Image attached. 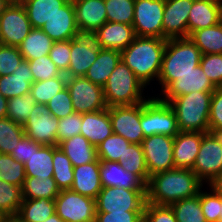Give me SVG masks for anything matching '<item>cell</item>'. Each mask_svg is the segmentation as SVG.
<instances>
[{"label": "cell", "mask_w": 222, "mask_h": 222, "mask_svg": "<svg viewBox=\"0 0 222 222\" xmlns=\"http://www.w3.org/2000/svg\"><path fill=\"white\" fill-rule=\"evenodd\" d=\"M203 183L192 169L173 168L150 176L147 184V202L170 206L199 194Z\"/></svg>", "instance_id": "cell-1"}, {"label": "cell", "mask_w": 222, "mask_h": 222, "mask_svg": "<svg viewBox=\"0 0 222 222\" xmlns=\"http://www.w3.org/2000/svg\"><path fill=\"white\" fill-rule=\"evenodd\" d=\"M166 44L167 39L136 36L133 42L121 51V60L147 87L151 81L158 80Z\"/></svg>", "instance_id": "cell-2"}, {"label": "cell", "mask_w": 222, "mask_h": 222, "mask_svg": "<svg viewBox=\"0 0 222 222\" xmlns=\"http://www.w3.org/2000/svg\"><path fill=\"white\" fill-rule=\"evenodd\" d=\"M200 49L186 38L167 39L158 83L163 93L179 76L194 71L200 65Z\"/></svg>", "instance_id": "cell-3"}, {"label": "cell", "mask_w": 222, "mask_h": 222, "mask_svg": "<svg viewBox=\"0 0 222 222\" xmlns=\"http://www.w3.org/2000/svg\"><path fill=\"white\" fill-rule=\"evenodd\" d=\"M213 92H191L172 99L180 132H203L209 128L210 103Z\"/></svg>", "instance_id": "cell-4"}, {"label": "cell", "mask_w": 222, "mask_h": 222, "mask_svg": "<svg viewBox=\"0 0 222 222\" xmlns=\"http://www.w3.org/2000/svg\"><path fill=\"white\" fill-rule=\"evenodd\" d=\"M144 88L146 86L121 60L103 86L106 106L133 105L147 101L143 95Z\"/></svg>", "instance_id": "cell-5"}, {"label": "cell", "mask_w": 222, "mask_h": 222, "mask_svg": "<svg viewBox=\"0 0 222 222\" xmlns=\"http://www.w3.org/2000/svg\"><path fill=\"white\" fill-rule=\"evenodd\" d=\"M140 124L144 138L155 134L175 137L180 132L173 108L158 96L141 102Z\"/></svg>", "instance_id": "cell-6"}, {"label": "cell", "mask_w": 222, "mask_h": 222, "mask_svg": "<svg viewBox=\"0 0 222 222\" xmlns=\"http://www.w3.org/2000/svg\"><path fill=\"white\" fill-rule=\"evenodd\" d=\"M147 189L102 187L96 198V212L144 211Z\"/></svg>", "instance_id": "cell-7"}, {"label": "cell", "mask_w": 222, "mask_h": 222, "mask_svg": "<svg viewBox=\"0 0 222 222\" xmlns=\"http://www.w3.org/2000/svg\"><path fill=\"white\" fill-rule=\"evenodd\" d=\"M54 201L55 213L64 222H95L96 200L67 189L61 190Z\"/></svg>", "instance_id": "cell-8"}, {"label": "cell", "mask_w": 222, "mask_h": 222, "mask_svg": "<svg viewBox=\"0 0 222 222\" xmlns=\"http://www.w3.org/2000/svg\"><path fill=\"white\" fill-rule=\"evenodd\" d=\"M163 0H135L133 28L138 37L163 39Z\"/></svg>", "instance_id": "cell-9"}, {"label": "cell", "mask_w": 222, "mask_h": 222, "mask_svg": "<svg viewBox=\"0 0 222 222\" xmlns=\"http://www.w3.org/2000/svg\"><path fill=\"white\" fill-rule=\"evenodd\" d=\"M73 109L79 114L106 109L103 87L85 77H67V86Z\"/></svg>", "instance_id": "cell-10"}, {"label": "cell", "mask_w": 222, "mask_h": 222, "mask_svg": "<svg viewBox=\"0 0 222 222\" xmlns=\"http://www.w3.org/2000/svg\"><path fill=\"white\" fill-rule=\"evenodd\" d=\"M149 177L175 168L173 158L174 137L155 134L141 142Z\"/></svg>", "instance_id": "cell-11"}, {"label": "cell", "mask_w": 222, "mask_h": 222, "mask_svg": "<svg viewBox=\"0 0 222 222\" xmlns=\"http://www.w3.org/2000/svg\"><path fill=\"white\" fill-rule=\"evenodd\" d=\"M113 133L132 144H141L144 133L141 128V103L108 107Z\"/></svg>", "instance_id": "cell-12"}, {"label": "cell", "mask_w": 222, "mask_h": 222, "mask_svg": "<svg viewBox=\"0 0 222 222\" xmlns=\"http://www.w3.org/2000/svg\"><path fill=\"white\" fill-rule=\"evenodd\" d=\"M31 29L24 6L12 1L0 15V44L18 47Z\"/></svg>", "instance_id": "cell-13"}, {"label": "cell", "mask_w": 222, "mask_h": 222, "mask_svg": "<svg viewBox=\"0 0 222 222\" xmlns=\"http://www.w3.org/2000/svg\"><path fill=\"white\" fill-rule=\"evenodd\" d=\"M27 137L42 145L58 146V119L53 117L46 104L36 103L23 125Z\"/></svg>", "instance_id": "cell-14"}, {"label": "cell", "mask_w": 222, "mask_h": 222, "mask_svg": "<svg viewBox=\"0 0 222 222\" xmlns=\"http://www.w3.org/2000/svg\"><path fill=\"white\" fill-rule=\"evenodd\" d=\"M192 171L207 184L222 172V146L208 132H202V142Z\"/></svg>", "instance_id": "cell-15"}, {"label": "cell", "mask_w": 222, "mask_h": 222, "mask_svg": "<svg viewBox=\"0 0 222 222\" xmlns=\"http://www.w3.org/2000/svg\"><path fill=\"white\" fill-rule=\"evenodd\" d=\"M100 47L93 34H79L71 40V53L67 77H84L95 62Z\"/></svg>", "instance_id": "cell-16"}, {"label": "cell", "mask_w": 222, "mask_h": 222, "mask_svg": "<svg viewBox=\"0 0 222 222\" xmlns=\"http://www.w3.org/2000/svg\"><path fill=\"white\" fill-rule=\"evenodd\" d=\"M194 0L165 1L163 39L188 37V16Z\"/></svg>", "instance_id": "cell-17"}, {"label": "cell", "mask_w": 222, "mask_h": 222, "mask_svg": "<svg viewBox=\"0 0 222 222\" xmlns=\"http://www.w3.org/2000/svg\"><path fill=\"white\" fill-rule=\"evenodd\" d=\"M41 29L54 41L72 40L80 34L73 2L67 1Z\"/></svg>", "instance_id": "cell-18"}, {"label": "cell", "mask_w": 222, "mask_h": 222, "mask_svg": "<svg viewBox=\"0 0 222 222\" xmlns=\"http://www.w3.org/2000/svg\"><path fill=\"white\" fill-rule=\"evenodd\" d=\"M216 87L211 83L208 76L199 66L194 68V71L181 75L177 78L162 94L163 98H159L169 103L172 99L178 96H183L191 92H214Z\"/></svg>", "instance_id": "cell-19"}, {"label": "cell", "mask_w": 222, "mask_h": 222, "mask_svg": "<svg viewBox=\"0 0 222 222\" xmlns=\"http://www.w3.org/2000/svg\"><path fill=\"white\" fill-rule=\"evenodd\" d=\"M73 6L80 34H93L107 22L104 0H76Z\"/></svg>", "instance_id": "cell-20"}, {"label": "cell", "mask_w": 222, "mask_h": 222, "mask_svg": "<svg viewBox=\"0 0 222 222\" xmlns=\"http://www.w3.org/2000/svg\"><path fill=\"white\" fill-rule=\"evenodd\" d=\"M93 36L100 48L118 51L127 48L136 37L133 25L117 22H105Z\"/></svg>", "instance_id": "cell-21"}, {"label": "cell", "mask_w": 222, "mask_h": 222, "mask_svg": "<svg viewBox=\"0 0 222 222\" xmlns=\"http://www.w3.org/2000/svg\"><path fill=\"white\" fill-rule=\"evenodd\" d=\"M99 175L102 187L147 189V184L138 175L126 171L119 162L100 160Z\"/></svg>", "instance_id": "cell-22"}, {"label": "cell", "mask_w": 222, "mask_h": 222, "mask_svg": "<svg viewBox=\"0 0 222 222\" xmlns=\"http://www.w3.org/2000/svg\"><path fill=\"white\" fill-rule=\"evenodd\" d=\"M202 142V132H179L174 137L175 168L192 169Z\"/></svg>", "instance_id": "cell-23"}, {"label": "cell", "mask_w": 222, "mask_h": 222, "mask_svg": "<svg viewBox=\"0 0 222 222\" xmlns=\"http://www.w3.org/2000/svg\"><path fill=\"white\" fill-rule=\"evenodd\" d=\"M100 160L74 167V179L71 190L96 200L102 190L99 175Z\"/></svg>", "instance_id": "cell-24"}, {"label": "cell", "mask_w": 222, "mask_h": 222, "mask_svg": "<svg viewBox=\"0 0 222 222\" xmlns=\"http://www.w3.org/2000/svg\"><path fill=\"white\" fill-rule=\"evenodd\" d=\"M113 134L108 107L106 109L82 114L81 135L97 147Z\"/></svg>", "instance_id": "cell-25"}, {"label": "cell", "mask_w": 222, "mask_h": 222, "mask_svg": "<svg viewBox=\"0 0 222 222\" xmlns=\"http://www.w3.org/2000/svg\"><path fill=\"white\" fill-rule=\"evenodd\" d=\"M33 82L28 61L23 60L12 74L0 76V93L6 99L26 95L30 93Z\"/></svg>", "instance_id": "cell-26"}, {"label": "cell", "mask_w": 222, "mask_h": 222, "mask_svg": "<svg viewBox=\"0 0 222 222\" xmlns=\"http://www.w3.org/2000/svg\"><path fill=\"white\" fill-rule=\"evenodd\" d=\"M120 61L121 51L100 48L97 59L84 77L103 87Z\"/></svg>", "instance_id": "cell-27"}, {"label": "cell", "mask_w": 222, "mask_h": 222, "mask_svg": "<svg viewBox=\"0 0 222 222\" xmlns=\"http://www.w3.org/2000/svg\"><path fill=\"white\" fill-rule=\"evenodd\" d=\"M58 146L74 167L91 163L97 159L96 147L81 134L61 141Z\"/></svg>", "instance_id": "cell-28"}, {"label": "cell", "mask_w": 222, "mask_h": 222, "mask_svg": "<svg viewBox=\"0 0 222 222\" xmlns=\"http://www.w3.org/2000/svg\"><path fill=\"white\" fill-rule=\"evenodd\" d=\"M219 23V5L207 0H194L188 16V36L197 30Z\"/></svg>", "instance_id": "cell-29"}, {"label": "cell", "mask_w": 222, "mask_h": 222, "mask_svg": "<svg viewBox=\"0 0 222 222\" xmlns=\"http://www.w3.org/2000/svg\"><path fill=\"white\" fill-rule=\"evenodd\" d=\"M53 145L38 144L29 161L24 163L26 177H53Z\"/></svg>", "instance_id": "cell-30"}, {"label": "cell", "mask_w": 222, "mask_h": 222, "mask_svg": "<svg viewBox=\"0 0 222 222\" xmlns=\"http://www.w3.org/2000/svg\"><path fill=\"white\" fill-rule=\"evenodd\" d=\"M54 213V200L47 198L23 199L15 218L19 222H44Z\"/></svg>", "instance_id": "cell-31"}, {"label": "cell", "mask_w": 222, "mask_h": 222, "mask_svg": "<svg viewBox=\"0 0 222 222\" xmlns=\"http://www.w3.org/2000/svg\"><path fill=\"white\" fill-rule=\"evenodd\" d=\"M54 41L40 28H32L18 46L24 60L30 61L49 55Z\"/></svg>", "instance_id": "cell-32"}, {"label": "cell", "mask_w": 222, "mask_h": 222, "mask_svg": "<svg viewBox=\"0 0 222 222\" xmlns=\"http://www.w3.org/2000/svg\"><path fill=\"white\" fill-rule=\"evenodd\" d=\"M67 0H29L24 6L32 28H40L55 13L60 11Z\"/></svg>", "instance_id": "cell-33"}, {"label": "cell", "mask_w": 222, "mask_h": 222, "mask_svg": "<svg viewBox=\"0 0 222 222\" xmlns=\"http://www.w3.org/2000/svg\"><path fill=\"white\" fill-rule=\"evenodd\" d=\"M190 40L200 49L201 54H222V25L220 23L192 32Z\"/></svg>", "instance_id": "cell-34"}, {"label": "cell", "mask_w": 222, "mask_h": 222, "mask_svg": "<svg viewBox=\"0 0 222 222\" xmlns=\"http://www.w3.org/2000/svg\"><path fill=\"white\" fill-rule=\"evenodd\" d=\"M60 193L53 177H26L22 187L23 199L47 198L54 200Z\"/></svg>", "instance_id": "cell-35"}, {"label": "cell", "mask_w": 222, "mask_h": 222, "mask_svg": "<svg viewBox=\"0 0 222 222\" xmlns=\"http://www.w3.org/2000/svg\"><path fill=\"white\" fill-rule=\"evenodd\" d=\"M53 179L61 190L71 189L74 179V166L59 146L53 145Z\"/></svg>", "instance_id": "cell-36"}, {"label": "cell", "mask_w": 222, "mask_h": 222, "mask_svg": "<svg viewBox=\"0 0 222 222\" xmlns=\"http://www.w3.org/2000/svg\"><path fill=\"white\" fill-rule=\"evenodd\" d=\"M170 207L177 222H207L200 205V192L196 196L181 199Z\"/></svg>", "instance_id": "cell-37"}, {"label": "cell", "mask_w": 222, "mask_h": 222, "mask_svg": "<svg viewBox=\"0 0 222 222\" xmlns=\"http://www.w3.org/2000/svg\"><path fill=\"white\" fill-rule=\"evenodd\" d=\"M130 144L122 136L113 133L96 147L97 158L99 160L123 162L127 147Z\"/></svg>", "instance_id": "cell-38"}, {"label": "cell", "mask_w": 222, "mask_h": 222, "mask_svg": "<svg viewBox=\"0 0 222 222\" xmlns=\"http://www.w3.org/2000/svg\"><path fill=\"white\" fill-rule=\"evenodd\" d=\"M67 86V76L62 74L56 78L33 82L30 94L36 103L47 104L51 98Z\"/></svg>", "instance_id": "cell-39"}, {"label": "cell", "mask_w": 222, "mask_h": 222, "mask_svg": "<svg viewBox=\"0 0 222 222\" xmlns=\"http://www.w3.org/2000/svg\"><path fill=\"white\" fill-rule=\"evenodd\" d=\"M22 201V187L0 179V211L8 218L15 217Z\"/></svg>", "instance_id": "cell-40"}, {"label": "cell", "mask_w": 222, "mask_h": 222, "mask_svg": "<svg viewBox=\"0 0 222 222\" xmlns=\"http://www.w3.org/2000/svg\"><path fill=\"white\" fill-rule=\"evenodd\" d=\"M24 136L23 125L8 117L0 119V153L11 154Z\"/></svg>", "instance_id": "cell-41"}, {"label": "cell", "mask_w": 222, "mask_h": 222, "mask_svg": "<svg viewBox=\"0 0 222 222\" xmlns=\"http://www.w3.org/2000/svg\"><path fill=\"white\" fill-rule=\"evenodd\" d=\"M120 165L126 171L138 175L146 184H148L150 177L141 144L131 143L127 147L124 161L120 162Z\"/></svg>", "instance_id": "cell-42"}, {"label": "cell", "mask_w": 222, "mask_h": 222, "mask_svg": "<svg viewBox=\"0 0 222 222\" xmlns=\"http://www.w3.org/2000/svg\"><path fill=\"white\" fill-rule=\"evenodd\" d=\"M107 22L133 25L135 0H104Z\"/></svg>", "instance_id": "cell-43"}, {"label": "cell", "mask_w": 222, "mask_h": 222, "mask_svg": "<svg viewBox=\"0 0 222 222\" xmlns=\"http://www.w3.org/2000/svg\"><path fill=\"white\" fill-rule=\"evenodd\" d=\"M26 178L24 164L10 154L0 153V179L10 184L23 187Z\"/></svg>", "instance_id": "cell-44"}, {"label": "cell", "mask_w": 222, "mask_h": 222, "mask_svg": "<svg viewBox=\"0 0 222 222\" xmlns=\"http://www.w3.org/2000/svg\"><path fill=\"white\" fill-rule=\"evenodd\" d=\"M35 104L36 101L30 93L10 98L8 99L6 117L18 124L24 125Z\"/></svg>", "instance_id": "cell-45"}, {"label": "cell", "mask_w": 222, "mask_h": 222, "mask_svg": "<svg viewBox=\"0 0 222 222\" xmlns=\"http://www.w3.org/2000/svg\"><path fill=\"white\" fill-rule=\"evenodd\" d=\"M34 82L45 81L47 79L61 76L62 73L48 55L28 61Z\"/></svg>", "instance_id": "cell-46"}, {"label": "cell", "mask_w": 222, "mask_h": 222, "mask_svg": "<svg viewBox=\"0 0 222 222\" xmlns=\"http://www.w3.org/2000/svg\"><path fill=\"white\" fill-rule=\"evenodd\" d=\"M210 192L200 190V205L207 222H219L221 214V196L212 188Z\"/></svg>", "instance_id": "cell-47"}, {"label": "cell", "mask_w": 222, "mask_h": 222, "mask_svg": "<svg viewBox=\"0 0 222 222\" xmlns=\"http://www.w3.org/2000/svg\"><path fill=\"white\" fill-rule=\"evenodd\" d=\"M200 67L215 87H222V54H203Z\"/></svg>", "instance_id": "cell-48"}, {"label": "cell", "mask_w": 222, "mask_h": 222, "mask_svg": "<svg viewBox=\"0 0 222 222\" xmlns=\"http://www.w3.org/2000/svg\"><path fill=\"white\" fill-rule=\"evenodd\" d=\"M23 60L18 47L0 44V76L12 74Z\"/></svg>", "instance_id": "cell-49"}, {"label": "cell", "mask_w": 222, "mask_h": 222, "mask_svg": "<svg viewBox=\"0 0 222 222\" xmlns=\"http://www.w3.org/2000/svg\"><path fill=\"white\" fill-rule=\"evenodd\" d=\"M46 105L52 116L58 120L75 112L67 87L51 98Z\"/></svg>", "instance_id": "cell-50"}, {"label": "cell", "mask_w": 222, "mask_h": 222, "mask_svg": "<svg viewBox=\"0 0 222 222\" xmlns=\"http://www.w3.org/2000/svg\"><path fill=\"white\" fill-rule=\"evenodd\" d=\"M82 114L74 112L65 118L58 120L57 142L58 144L66 139L81 134Z\"/></svg>", "instance_id": "cell-51"}, {"label": "cell", "mask_w": 222, "mask_h": 222, "mask_svg": "<svg viewBox=\"0 0 222 222\" xmlns=\"http://www.w3.org/2000/svg\"><path fill=\"white\" fill-rule=\"evenodd\" d=\"M71 53V40L56 41L49 52V58L55 63L62 74L68 72Z\"/></svg>", "instance_id": "cell-52"}, {"label": "cell", "mask_w": 222, "mask_h": 222, "mask_svg": "<svg viewBox=\"0 0 222 222\" xmlns=\"http://www.w3.org/2000/svg\"><path fill=\"white\" fill-rule=\"evenodd\" d=\"M143 222H177L170 206H160L146 203L143 212Z\"/></svg>", "instance_id": "cell-53"}, {"label": "cell", "mask_w": 222, "mask_h": 222, "mask_svg": "<svg viewBox=\"0 0 222 222\" xmlns=\"http://www.w3.org/2000/svg\"><path fill=\"white\" fill-rule=\"evenodd\" d=\"M143 212H96L95 222H143Z\"/></svg>", "instance_id": "cell-54"}, {"label": "cell", "mask_w": 222, "mask_h": 222, "mask_svg": "<svg viewBox=\"0 0 222 222\" xmlns=\"http://www.w3.org/2000/svg\"><path fill=\"white\" fill-rule=\"evenodd\" d=\"M209 128L222 129V87H216L211 97Z\"/></svg>", "instance_id": "cell-55"}, {"label": "cell", "mask_w": 222, "mask_h": 222, "mask_svg": "<svg viewBox=\"0 0 222 222\" xmlns=\"http://www.w3.org/2000/svg\"><path fill=\"white\" fill-rule=\"evenodd\" d=\"M31 138L27 137L26 135L19 141L17 146L13 149L12 153L10 154L15 160L25 163L29 161V158L33 154V149L38 145Z\"/></svg>", "instance_id": "cell-56"}, {"label": "cell", "mask_w": 222, "mask_h": 222, "mask_svg": "<svg viewBox=\"0 0 222 222\" xmlns=\"http://www.w3.org/2000/svg\"><path fill=\"white\" fill-rule=\"evenodd\" d=\"M208 185L218 195L222 197V172L219 175H217Z\"/></svg>", "instance_id": "cell-57"}, {"label": "cell", "mask_w": 222, "mask_h": 222, "mask_svg": "<svg viewBox=\"0 0 222 222\" xmlns=\"http://www.w3.org/2000/svg\"><path fill=\"white\" fill-rule=\"evenodd\" d=\"M8 108V99L0 93V119L5 118Z\"/></svg>", "instance_id": "cell-58"}, {"label": "cell", "mask_w": 222, "mask_h": 222, "mask_svg": "<svg viewBox=\"0 0 222 222\" xmlns=\"http://www.w3.org/2000/svg\"><path fill=\"white\" fill-rule=\"evenodd\" d=\"M207 132L222 146V129L208 128Z\"/></svg>", "instance_id": "cell-59"}, {"label": "cell", "mask_w": 222, "mask_h": 222, "mask_svg": "<svg viewBox=\"0 0 222 222\" xmlns=\"http://www.w3.org/2000/svg\"><path fill=\"white\" fill-rule=\"evenodd\" d=\"M11 2L12 0H0V15L6 10Z\"/></svg>", "instance_id": "cell-60"}, {"label": "cell", "mask_w": 222, "mask_h": 222, "mask_svg": "<svg viewBox=\"0 0 222 222\" xmlns=\"http://www.w3.org/2000/svg\"><path fill=\"white\" fill-rule=\"evenodd\" d=\"M44 222H64L56 213L47 218Z\"/></svg>", "instance_id": "cell-61"}, {"label": "cell", "mask_w": 222, "mask_h": 222, "mask_svg": "<svg viewBox=\"0 0 222 222\" xmlns=\"http://www.w3.org/2000/svg\"><path fill=\"white\" fill-rule=\"evenodd\" d=\"M219 23L222 25V5L219 6Z\"/></svg>", "instance_id": "cell-62"}, {"label": "cell", "mask_w": 222, "mask_h": 222, "mask_svg": "<svg viewBox=\"0 0 222 222\" xmlns=\"http://www.w3.org/2000/svg\"><path fill=\"white\" fill-rule=\"evenodd\" d=\"M8 217L0 211V222H5Z\"/></svg>", "instance_id": "cell-63"}, {"label": "cell", "mask_w": 222, "mask_h": 222, "mask_svg": "<svg viewBox=\"0 0 222 222\" xmlns=\"http://www.w3.org/2000/svg\"><path fill=\"white\" fill-rule=\"evenodd\" d=\"M208 2H211V3H214V4H217V5H222V0H207Z\"/></svg>", "instance_id": "cell-64"}, {"label": "cell", "mask_w": 222, "mask_h": 222, "mask_svg": "<svg viewBox=\"0 0 222 222\" xmlns=\"http://www.w3.org/2000/svg\"><path fill=\"white\" fill-rule=\"evenodd\" d=\"M5 222H19L15 217H10L5 220Z\"/></svg>", "instance_id": "cell-65"}, {"label": "cell", "mask_w": 222, "mask_h": 222, "mask_svg": "<svg viewBox=\"0 0 222 222\" xmlns=\"http://www.w3.org/2000/svg\"><path fill=\"white\" fill-rule=\"evenodd\" d=\"M12 1L15 2V3H18V4H23V3H25L29 0H12Z\"/></svg>", "instance_id": "cell-66"}, {"label": "cell", "mask_w": 222, "mask_h": 222, "mask_svg": "<svg viewBox=\"0 0 222 222\" xmlns=\"http://www.w3.org/2000/svg\"><path fill=\"white\" fill-rule=\"evenodd\" d=\"M219 222H222V197H221V214H220Z\"/></svg>", "instance_id": "cell-67"}]
</instances>
